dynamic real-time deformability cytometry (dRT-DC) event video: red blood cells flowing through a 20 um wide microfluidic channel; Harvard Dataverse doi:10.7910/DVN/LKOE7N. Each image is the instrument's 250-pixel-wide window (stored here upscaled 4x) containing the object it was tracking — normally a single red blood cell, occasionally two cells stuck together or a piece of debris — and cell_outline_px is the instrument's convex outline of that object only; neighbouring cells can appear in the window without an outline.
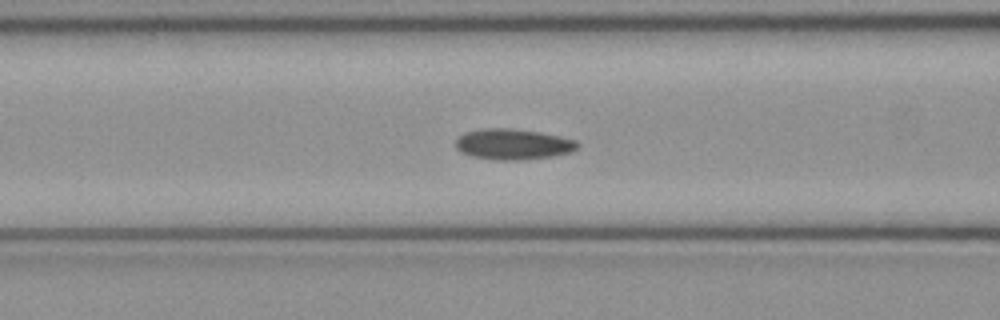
{"species": "common noctule bat (a hibernating species)", "species_latin": "Nyctalus noctula", "temperature_condition": "cold", "stored_images_in_passage": 37, "camera_frame_rate_fps": 3000, "um_per_image_px": 0.085, "animal": {"sex": "female", "body_mass_g": 21.9}, "frame": {"image": 1, "passage_image": 5, "time_ms": 1.333, "image_size_px": [1000, 320], "cell_outline_px": [[580, 144], [572, 152], [552, 156], [516, 160], [496, 160], [472, 156], [460, 152], [456, 148], [456, 140], [464, 132], [480, 128], [512, 128], [540, 132], [560, 136], [576, 140]], "centroid_in_image_um": [43.6, 12.25], "position_along_channel_um": 123.0, "area_um2": 21.91}}
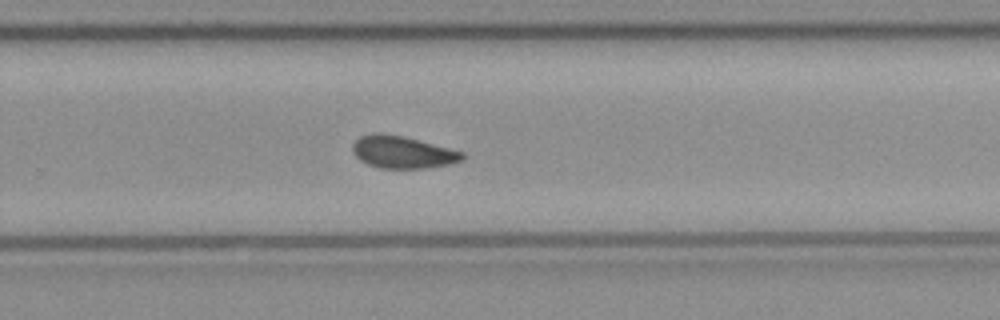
{"frame": {"image": 2, "passage_image": 18, "time_ms": 5.667, "image_size_px": [1000, 320], "cell_outline_px": [[464, 160], [448, 164], [424, 168], [380, 168], [368, 164], [360, 160], [352, 152], [352, 144], [360, 136], [372, 132], [384, 132], [404, 136], [464, 152]], "centroid_in_image_um": [34.18, 12.91], "position_along_channel_um": 295.6, "area_um2": 20.75}}
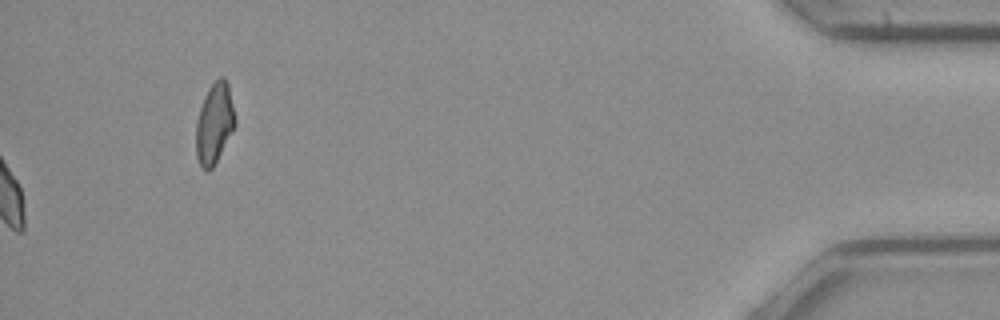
{"frame": {"image": 3, "passage_image": 37, "time_ms": 12.0, "image_size_px": [1000, 320], "cell_outline_px": [[236, 124], [212, 168], [200, 168], [196, 156], [196, 120], [200, 108], [208, 88], [220, 76], [224, 76], [228, 84], [236, 120]], "centroid_in_image_um": [18.21, 10.46], "position_along_channel_um": 417.0, "area_um2": 18.09}, "authors_computed_cell_mechanics": {"area_um2": 20.519, "velocity_mm_per_s": 3.9823, "shape_relaxation_time_tau1_ms": 9.1212, "shape_relaxation_time_tau2_ms": 6.1737, "deformation_change_tau1": 0.137, "deformation_change_tau2": 0.0964}}